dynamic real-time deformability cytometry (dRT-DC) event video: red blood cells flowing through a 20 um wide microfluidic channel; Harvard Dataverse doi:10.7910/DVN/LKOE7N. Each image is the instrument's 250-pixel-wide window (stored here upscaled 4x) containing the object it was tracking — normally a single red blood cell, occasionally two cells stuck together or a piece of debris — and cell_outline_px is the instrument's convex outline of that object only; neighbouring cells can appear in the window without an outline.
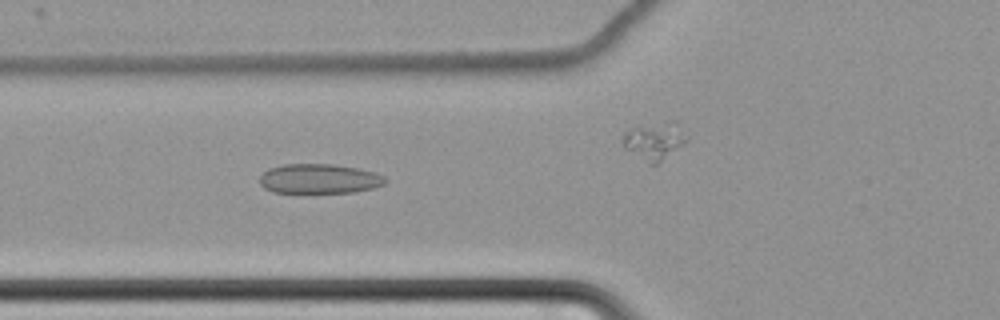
{"species": "common noctule bat (a hibernating species)", "species_latin": "Nyctalus noctula", "temperature_condition": "cold", "stored_images_in_passage": 48, "camera_frame_rate_fps": 3000, "um_per_image_px": 0.085, "animal": {"sex": "female", "body_mass_g": 22.7, "forearm_length_mm": 54.2}, "frame": {"image": 1, "passage_image": 23, "time_ms": 7.333, "image_size_px": [1000, 320], "cell_outline_px": [[388, 180], [384, 184], [372, 188], [352, 192], [272, 192], [264, 188], [260, 184], [260, 176], [268, 168], [284, 164], [332, 164], [360, 168], [376, 172], [384, 176]], "centroid_in_image_um": [27.15, 15.18], "position_along_channel_um": 98.7, "area_um2": 21.73}}
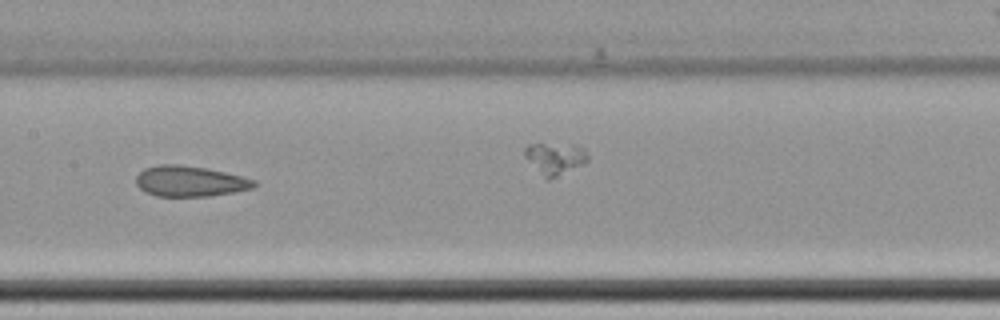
{"frame": {"image": 2, "passage_image": 31, "time_ms": 10.0, "image_size_px": [1000, 320], "cell_outline_px": [[256, 184], [252, 188], [232, 192], [208, 196], [156, 196], [144, 192], [136, 184], [136, 176], [144, 168], [160, 164], [180, 164], [204, 168], [224, 172], [256, 180]], "centroid_in_image_um": [16.09, 15.4], "position_along_channel_um": 191.3, "area_um2": 20.92}}
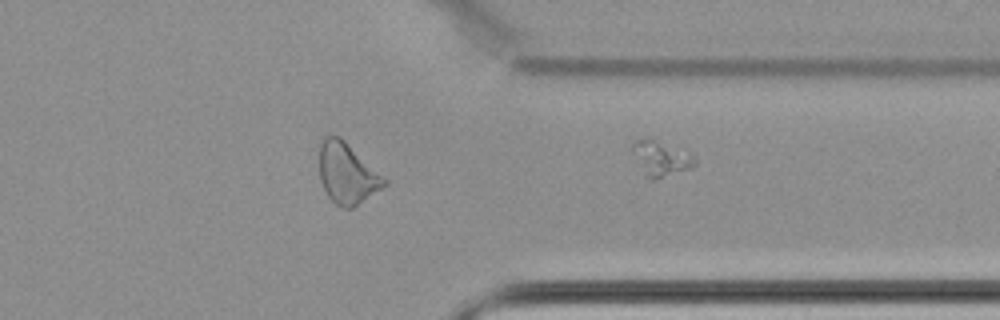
{"frame": {"image": 3, "passage_image": 48, "time_ms": 15.667, "image_size_px": [1000, 320], "cell_outline_px": [[696, 164], [692, 168], [652, 180], [648, 180], [632, 152], [632, 144], [636, 140], [652, 140], [692, 152], [696, 160]], "centroid_in_image_um": [56.22, 13.49], "position_along_channel_um": 355.2, "area_um2": 12.48}}